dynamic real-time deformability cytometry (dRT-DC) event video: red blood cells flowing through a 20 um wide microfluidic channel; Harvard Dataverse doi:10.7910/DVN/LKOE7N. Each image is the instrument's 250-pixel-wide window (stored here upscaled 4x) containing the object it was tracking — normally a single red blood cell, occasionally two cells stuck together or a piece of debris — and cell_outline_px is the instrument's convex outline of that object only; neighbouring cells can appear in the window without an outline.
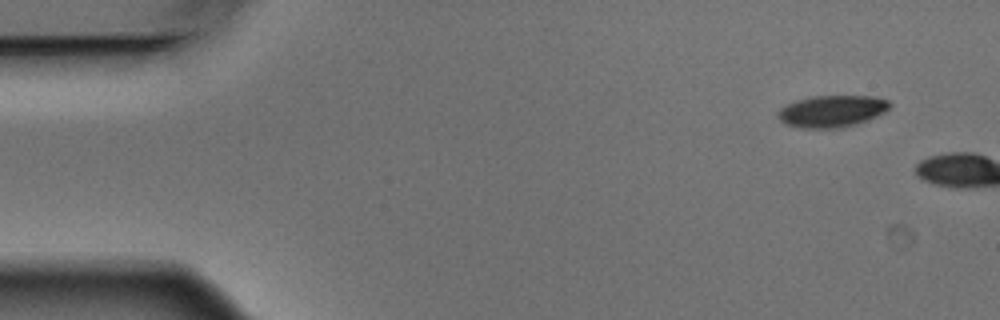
{"species": "Egyptian fruit bat (a non-hibernating species)", "species_latin": "Rousettus aegyptiacus", "temperature_condition": "warm", "stored_images_in_passage": 2, "camera_frame_rate_fps": 3000, "um_per_image_px": 0.085, "animal": {"sex": "male"}, "frame": {"image": 1, "passage_image": 1, "time_ms": 0.0, "image_size_px": [1000, 320], "cell_outline_px": [[892, 104], [884, 112], [876, 116], [856, 124], [840, 128], [804, 128], [784, 124], [780, 120], [780, 108], [796, 100], [812, 96], [876, 96], [888, 100]], "centroid_in_image_um": [70.74, 9.44], "position_along_channel_um": 14.3, "area_um2": 20.58}}